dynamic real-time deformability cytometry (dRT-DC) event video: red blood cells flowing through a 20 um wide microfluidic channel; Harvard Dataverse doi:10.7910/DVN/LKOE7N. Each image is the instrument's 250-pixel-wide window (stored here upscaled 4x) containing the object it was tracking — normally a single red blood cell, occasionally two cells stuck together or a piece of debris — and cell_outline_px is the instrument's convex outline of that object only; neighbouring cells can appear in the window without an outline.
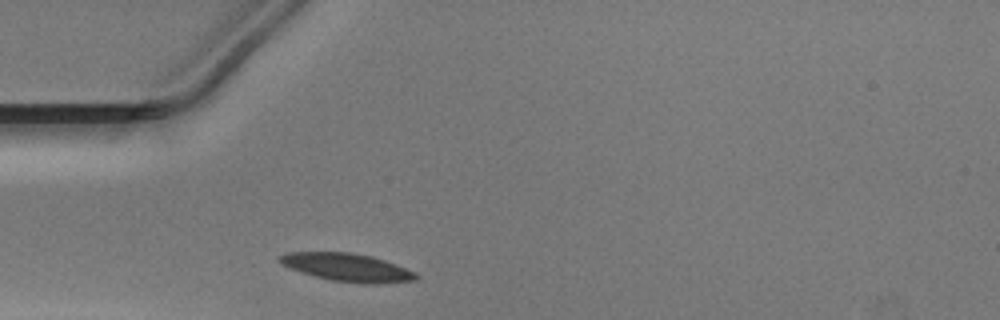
{"species": "Egyptian fruit bat (a non-hibernating species)", "species_latin": "Rousettus aegyptiacus", "temperature_condition": "warm", "stored_images_in_passage": 26, "camera_frame_rate_fps": 3000, "um_per_image_px": 0.085, "animal": {"sex": "male"}, "frame": {"image": 1, "passage_image": 1, "time_ms": 0.0, "image_size_px": [1000, 320], "cell_outline_px": [[420, 276], [416, 280], [380, 284], [364, 284], [332, 280], [300, 272], [280, 264], [276, 260], [276, 256], [284, 252], [352, 252], [372, 256], [396, 264], [416, 272]], "centroid_in_image_um": [29.49, 22.72], "position_along_channel_um": 55.5, "area_um2": 22.6}}
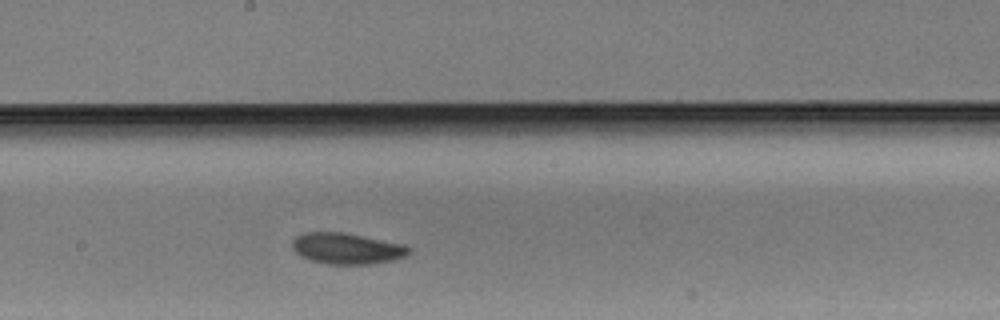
{"frame": {"image": 2, "passage_image": 14, "time_ms": 4.333, "image_size_px": [1000, 320], "cell_outline_px": [[412, 248], [404, 256], [392, 260], [372, 264], [328, 264], [308, 260], [300, 256], [292, 248], [292, 240], [296, 236], [304, 232], [344, 232], [404, 244]], "centroid_in_image_um": [29.44, 21.12], "position_along_channel_um": 218.8, "area_um2": 21.21}}
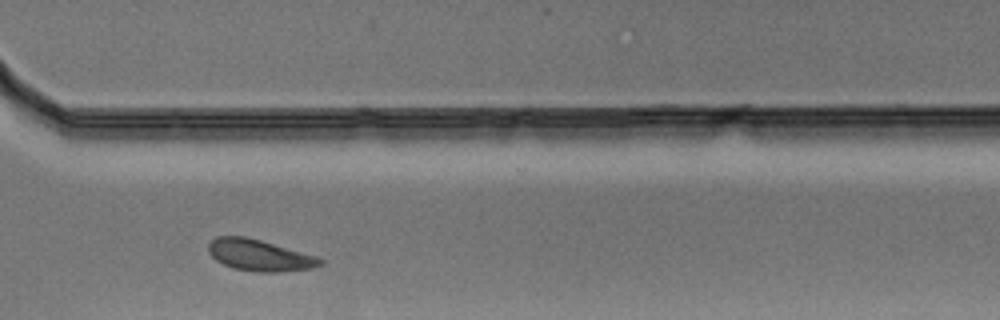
{"frame": {"image": 3, "passage_image": 24, "time_ms": 7.667, "image_size_px": [1000, 320], "cell_outline_px": [[324, 264], [312, 268], [280, 272], [256, 272], [232, 268], [216, 260], [208, 252], [208, 244], [216, 236], [244, 236], [260, 240], [316, 256], [324, 260]], "centroid_in_image_um": [22.05, 21.7], "position_along_channel_um": 348.6, "area_um2": 20.4}}